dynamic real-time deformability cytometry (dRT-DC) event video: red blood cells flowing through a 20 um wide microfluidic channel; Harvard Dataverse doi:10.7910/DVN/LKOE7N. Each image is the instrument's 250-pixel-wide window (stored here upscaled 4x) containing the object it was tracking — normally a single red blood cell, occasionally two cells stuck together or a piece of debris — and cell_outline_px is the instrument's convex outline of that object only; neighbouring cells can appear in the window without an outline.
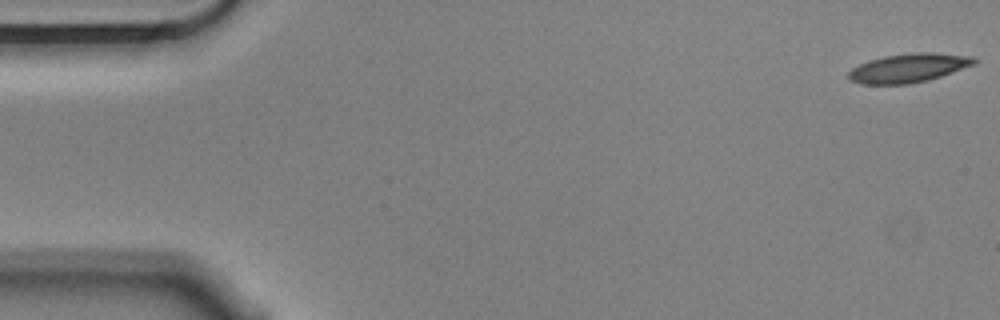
{"species": "Egyptian fruit bat (a non-hibernating species)", "species_latin": "Rousettus aegyptiacus", "temperature_condition": "cold", "stored_images_in_passage": 56, "camera_frame_rate_fps": 3000, "um_per_image_px": 0.085, "animal": {"sex": "male"}, "frame": {"image": 1, "passage_image": 1, "time_ms": 0.0, "image_size_px": [1000, 320], "cell_outline_px": [[976, 60], [972, 64], [940, 76], [928, 80], [908, 84], [860, 84], [848, 80], [848, 72], [852, 68], [868, 60], [884, 56], [920, 52], [932, 52], [972, 56]], "centroid_in_image_um": [77.15, 5.78], "position_along_channel_um": 7.9, "area_um2": 20.87}}
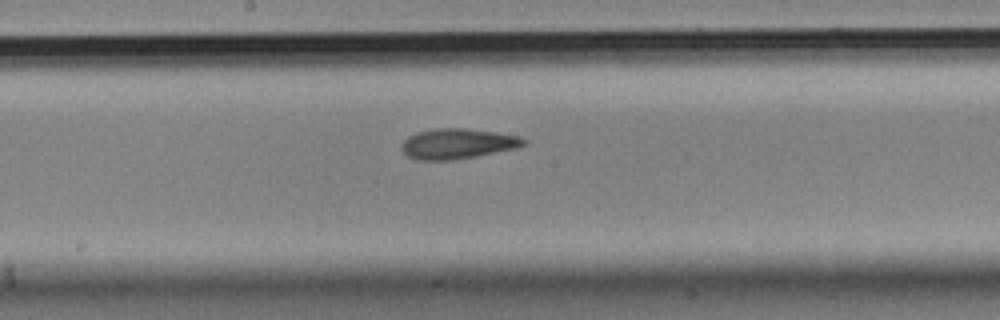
{"frame": {"image": 2, "passage_image": 29, "time_ms": 9.333, "image_size_px": [1000, 320], "cell_outline_px": [[528, 144], [516, 148], [476, 156], [452, 160], [416, 160], [408, 156], [400, 148], [400, 144], [408, 136], [416, 132], [436, 128], [464, 128], [496, 132], [520, 136], [528, 140]], "centroid_in_image_um": [38.89, 12.21], "position_along_channel_um": 209.3, "area_um2": 21.73}}
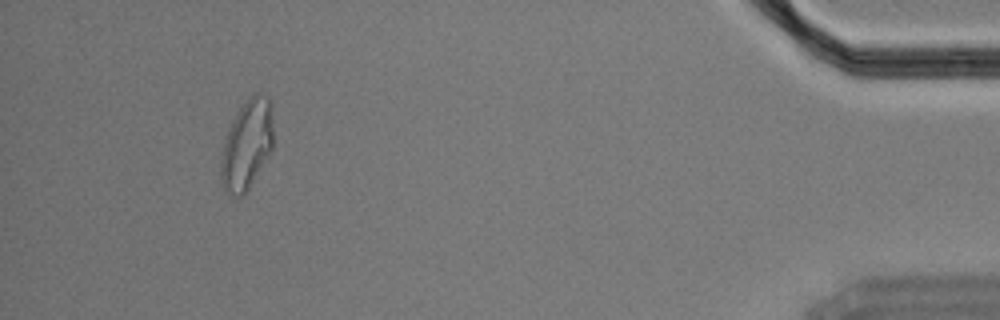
{"frame": {"image": 3, "passage_image": 52, "time_ms": 17.0, "image_size_px": [1000, 320], "cell_outline_px": [[272, 148], [244, 196], [232, 196], [224, 192], [220, 180], [220, 156], [224, 140], [228, 128], [232, 120], [248, 96], [252, 92], [260, 92], [268, 96], [272, 104]], "centroid_in_image_um": [20.95, 12.28], "position_along_channel_um": 414.2, "area_um2": 27.8}, "authors_computed_cell_mechanics": {"area_um2": 21.1259, "velocity_mm_per_s": 3.5427, "shape_relaxation_time_tau1_ms": null, "shape_relaxation_time_tau2_ms": 2.0508, "deformation_change_tau1": null, "deformation_change_tau2": 0.0972}}